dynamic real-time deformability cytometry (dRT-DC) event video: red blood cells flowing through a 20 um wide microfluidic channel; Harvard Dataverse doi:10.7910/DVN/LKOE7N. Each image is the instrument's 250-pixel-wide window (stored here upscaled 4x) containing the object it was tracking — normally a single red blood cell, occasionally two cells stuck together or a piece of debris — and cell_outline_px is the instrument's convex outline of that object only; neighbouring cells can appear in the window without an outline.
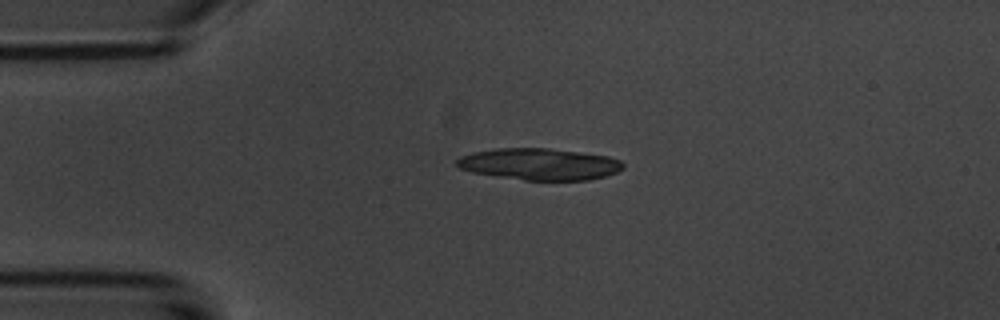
{"species": "common noctule bat (a hibernating species)", "species_latin": "Nyctalus noctula", "temperature_condition": "room temperature", "stored_images_in_passage": 2, "camera_frame_rate_fps": 3000, "um_per_image_px": 0.085, "animal": {"sex": "male", "body_mass_g": 20.1, "forearm_length_mm": 53.5}, "frame": {"image": 1, "passage_image": 1, "time_ms": 0.0, "image_size_px": [1000, 320], "cell_outline_px": [[624, 168], [616, 172], [604, 176], [588, 180], [524, 180], [496, 176], [472, 172], [460, 168], [456, 164], [456, 160], [460, 156], [472, 152], [496, 148], [548, 148], [608, 156], [620, 160], [624, 164]], "centroid_in_image_um": [45.84, 13.95], "position_along_channel_um": 39.2, "area_um2": 30.63}}